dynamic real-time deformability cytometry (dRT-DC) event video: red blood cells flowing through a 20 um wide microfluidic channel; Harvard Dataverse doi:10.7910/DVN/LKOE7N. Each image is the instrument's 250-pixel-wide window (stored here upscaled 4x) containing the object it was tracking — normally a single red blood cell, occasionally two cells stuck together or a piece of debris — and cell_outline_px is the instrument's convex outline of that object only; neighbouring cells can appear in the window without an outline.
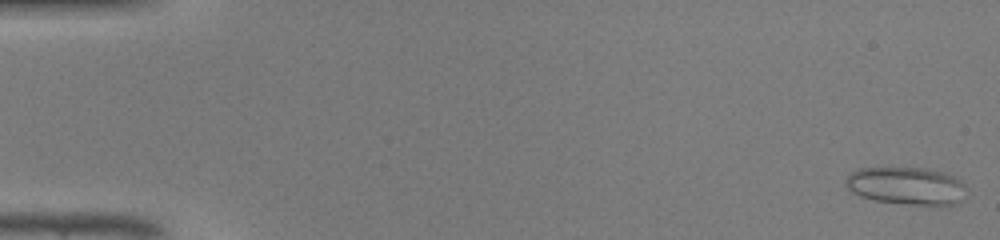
{"species": "common noctule bat (a hibernating species)", "species_latin": "Nyctalus noctula", "temperature_condition": "warm", "stored_images_in_passage": 47, "camera_frame_rate_fps": 3000, "um_per_image_px": 0.085, "animal": {"sex": "male", "body_mass_g": 19.0, "forearm_length_mm": 50.8}, "frame": {"image": 1, "passage_image": 1, "time_ms": 0.0, "image_size_px": [1000, 240], "cell_outline_px": [[964, 188], [960, 200], [952, 204], [912, 204], [876, 200], [860, 196], [852, 192], [844, 184], [848, 176], [852, 172], [860, 168], [924, 168], [944, 172], [960, 180], [964, 184]], "centroid_in_image_um": [77.0, 15.78], "position_along_channel_um": 8.0, "area_um2": 25.84}}
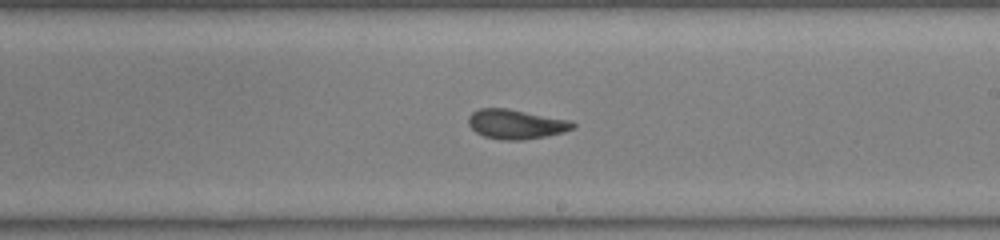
{"frame": {"image": 2, "passage_image": 28, "time_ms": 9.0, "image_size_px": [1000, 240], "cell_outline_px": [[576, 124], [572, 128], [564, 132], [524, 140], [500, 140], [484, 136], [476, 132], [468, 124], [468, 116], [472, 112], [480, 108], [508, 108], [572, 120]], "centroid_in_image_um": [43.85, 10.54], "position_along_channel_um": 245.1, "area_um2": 18.09}}
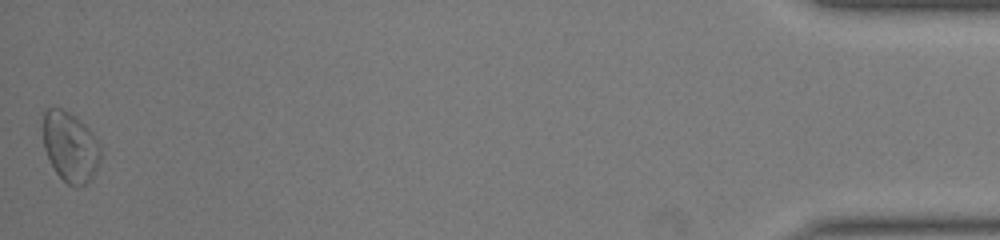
{"frame": {"image": 3, "passage_image": 47, "time_ms": 15.333, "image_size_px": [1000, 240], "cell_outline_px": [[100, 160], [92, 176], [84, 184], [76, 188], [68, 184], [56, 172], [44, 148], [44, 112], [48, 108], [60, 108], [68, 112], [80, 120], [88, 128], [100, 148]], "centroid_in_image_um": [5.96, 12.48], "position_along_channel_um": 429.2, "area_um2": 22.83}, "authors_computed_cell_mechanics": {"area_um2": 18.2648, "velocity_mm_per_s": 4.3218, "shape_relaxation_time_tau1_ms": 8.4263, "shape_relaxation_time_tau2_ms": 1.2322, "deformation_change_tau1": 0.1662, "deformation_change_tau2": 0.0681}}